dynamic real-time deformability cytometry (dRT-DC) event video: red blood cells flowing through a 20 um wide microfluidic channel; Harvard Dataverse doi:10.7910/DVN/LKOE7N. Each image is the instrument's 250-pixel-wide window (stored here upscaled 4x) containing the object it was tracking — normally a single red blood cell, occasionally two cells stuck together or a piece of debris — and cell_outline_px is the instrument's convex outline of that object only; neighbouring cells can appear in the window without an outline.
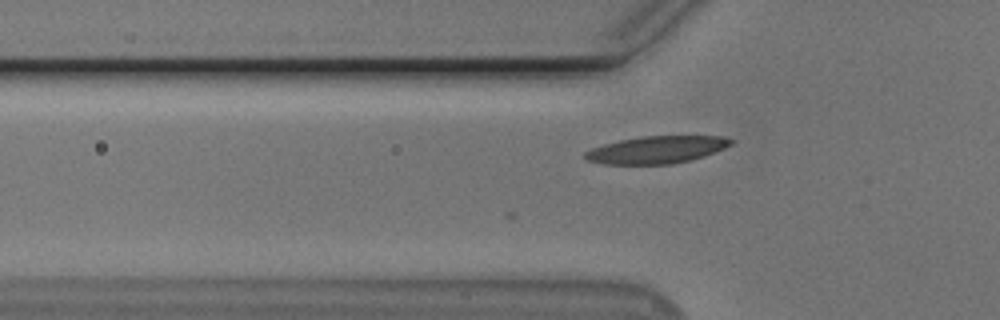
{"species": "Egyptian fruit bat (a non-hibernating species)", "species_latin": "Rousettus aegyptiacus", "temperature_condition": "cold", "stored_images_in_passage": 2, "camera_frame_rate_fps": 3000, "um_per_image_px": 0.085, "animal": {"sex": "male"}, "frame": {"image": 1, "passage_image": 2, "time_ms": 0.333, "image_size_px": [1000, 320], "cell_outline_px": [[732, 144], [724, 148], [704, 156], [672, 164], [604, 164], [588, 160], [584, 156], [584, 152], [592, 148], [604, 144], [620, 140], [640, 136], [720, 136], [732, 140]], "centroid_in_image_um": [55.79, 12.72], "position_along_channel_um": 70.0, "area_um2": 23.0}}